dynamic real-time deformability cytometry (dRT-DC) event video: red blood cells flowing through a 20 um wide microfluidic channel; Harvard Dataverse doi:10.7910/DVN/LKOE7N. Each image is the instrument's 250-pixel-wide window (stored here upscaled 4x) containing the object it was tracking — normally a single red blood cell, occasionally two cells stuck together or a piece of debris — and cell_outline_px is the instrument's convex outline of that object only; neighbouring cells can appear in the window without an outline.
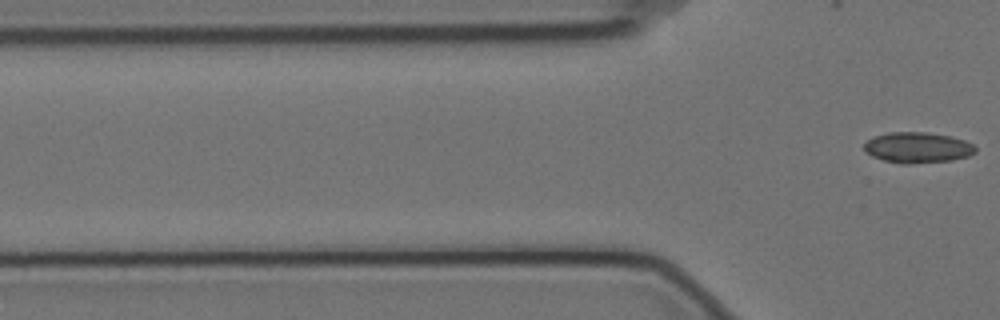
{"species": "Egyptian fruit bat (a non-hibernating species)", "species_latin": "Rousettus aegyptiacus", "temperature_condition": "cold", "stored_images_in_passage": 2, "camera_frame_rate_fps": 3000, "um_per_image_px": 0.085, "animal": {"sex": "female"}, "frame": {"image": 1, "passage_image": 2, "time_ms": 0.333, "image_size_px": [1000, 320], "cell_outline_px": [[976, 152], [968, 156], [952, 160], [908, 164], [900, 164], [884, 160], [872, 156], [864, 148], [864, 144], [872, 136], [888, 132], [928, 132], [952, 136], [964, 140], [972, 144], [976, 148]], "centroid_in_image_um": [78.0, 12.53], "position_along_channel_um": 47.8, "area_um2": 20.0}}